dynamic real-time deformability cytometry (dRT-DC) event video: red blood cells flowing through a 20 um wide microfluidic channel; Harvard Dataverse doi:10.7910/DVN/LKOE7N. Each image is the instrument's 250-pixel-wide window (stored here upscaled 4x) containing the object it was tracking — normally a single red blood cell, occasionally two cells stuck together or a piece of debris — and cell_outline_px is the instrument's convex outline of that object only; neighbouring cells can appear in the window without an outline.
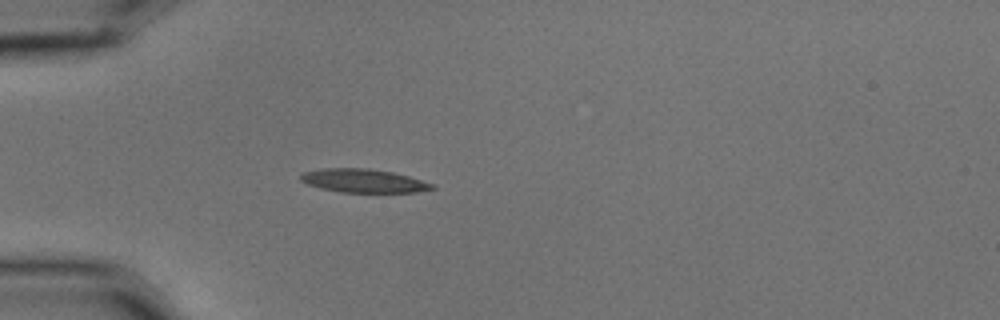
{"species": "common noctule bat (a hibernating species)", "species_latin": "Nyctalus noctula", "temperature_condition": "cold", "stored_images_in_passage": 2, "camera_frame_rate_fps": 3000, "um_per_image_px": 0.085, "animal": {"sex": "male", "body_mass_g": 15.6}, "frame": {"image": 1, "passage_image": 2, "time_ms": 0.333, "image_size_px": [1000, 320], "cell_outline_px": [[436, 188], [416, 192], [340, 192], [320, 188], [308, 184], [300, 180], [300, 176], [304, 172], [320, 168], [368, 168], [392, 172], [408, 176], [436, 184]], "centroid_in_image_um": [30.91, 15.36], "position_along_channel_um": 54.1, "area_um2": 18.03}}